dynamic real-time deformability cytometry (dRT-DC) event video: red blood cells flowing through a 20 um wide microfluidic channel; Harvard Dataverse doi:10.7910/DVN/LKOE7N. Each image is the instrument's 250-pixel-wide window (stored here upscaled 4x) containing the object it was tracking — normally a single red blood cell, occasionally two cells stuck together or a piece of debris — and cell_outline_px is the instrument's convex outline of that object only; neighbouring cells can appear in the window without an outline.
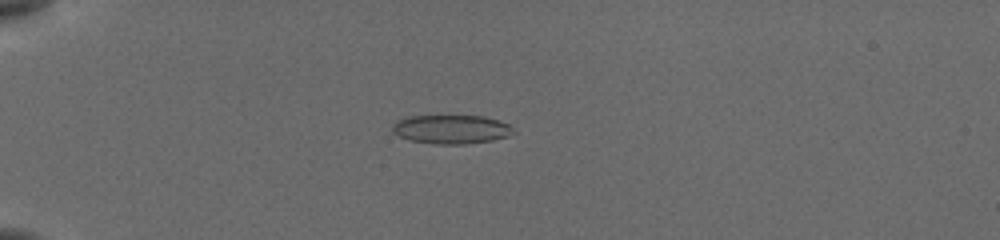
{"species": "common noctule bat (a hibernating species)", "species_latin": "Nyctalus noctula", "temperature_condition": "cold", "stored_images_in_passage": 20, "camera_frame_rate_fps": 3000, "um_per_image_px": 0.085, "animal": {"sex": "female", "body_mass_g": 19.5, "forearm_length_mm": 54.1}, "frame": {"image": 1, "passage_image": 15, "time_ms": 5.333, "image_size_px": [1000, 240], "cell_outline_px": [[516, 132], [508, 136], [492, 140], [464, 144], [436, 144], [412, 140], [400, 136], [392, 132], [392, 124], [396, 120], [408, 116], [484, 116], [508, 124]], "centroid_in_image_um": [38.34, 10.98], "position_along_channel_um": 46.7, "area_um2": 20.23}}
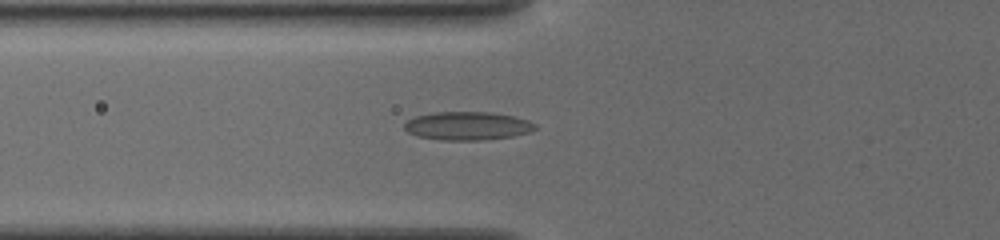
{"frame": {"image": 2, "passage_image": 18, "time_ms": 7.333, "image_size_px": [1000, 240], "cell_outline_px": [[536, 128], [528, 132], [512, 136], [484, 140], [440, 140], [416, 136], [408, 132], [404, 128], [404, 124], [408, 120], [416, 116], [436, 112], [492, 112], [512, 116], [528, 120], [536, 124]], "centroid_in_image_um": [39.72, 10.7], "position_along_channel_um": 86.1, "area_um2": 21.56}}
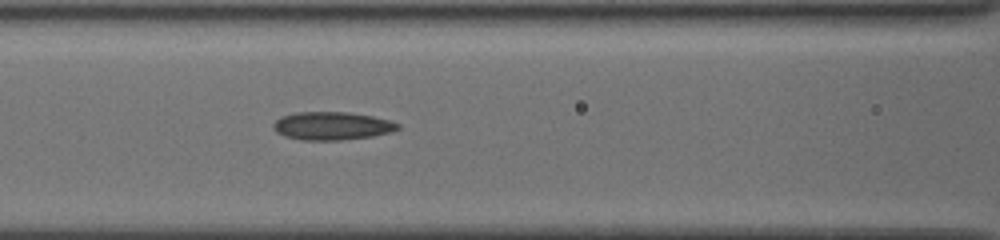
{"frame": {"image": 3, "passage_image": 20, "time_ms": 8.667, "image_size_px": [1000, 240], "cell_outline_px": [[400, 128], [392, 132], [372, 136], [340, 140], [300, 140], [284, 136], [276, 132], [272, 128], [272, 124], [280, 116], [296, 112], [348, 112], [372, 116], [388, 120], [400, 124]], "centroid_in_image_um": [28.18, 10.7], "position_along_channel_um": 138.4, "area_um2": 20.52}}